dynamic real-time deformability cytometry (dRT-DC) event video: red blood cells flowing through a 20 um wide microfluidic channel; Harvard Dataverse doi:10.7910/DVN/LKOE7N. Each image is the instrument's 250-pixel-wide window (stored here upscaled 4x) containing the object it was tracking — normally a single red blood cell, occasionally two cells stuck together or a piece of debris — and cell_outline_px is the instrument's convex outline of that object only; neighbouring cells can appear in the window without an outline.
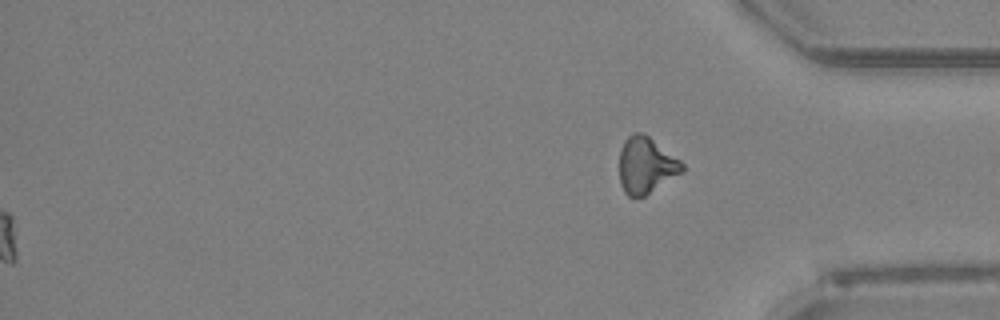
{"species": "Egyptian fruit bat (a non-hibernating species)", "species_latin": "Rousettus aegyptiacus", "temperature_condition": "room temperature", "stored_images_in_passage": 53, "segment_of_instrument_passage": [2, 2], "camera_frame_rate_fps": 3000, "um_per_image_px": 0.085, "animal": {"sex": "female"}, "frame": {"image": 1, "passage_image": 53, "time_ms": 17.333, "image_size_px": [1000, 320], "cell_outline_px": [[684, 172], [644, 196], [628, 196], [624, 192], [620, 184], [620, 152], [624, 140], [632, 132], [644, 132], [680, 160], [684, 164]], "centroid_in_image_um": [54.92, 14.03], "position_along_channel_um": 380.3, "area_um2": 20.69}}